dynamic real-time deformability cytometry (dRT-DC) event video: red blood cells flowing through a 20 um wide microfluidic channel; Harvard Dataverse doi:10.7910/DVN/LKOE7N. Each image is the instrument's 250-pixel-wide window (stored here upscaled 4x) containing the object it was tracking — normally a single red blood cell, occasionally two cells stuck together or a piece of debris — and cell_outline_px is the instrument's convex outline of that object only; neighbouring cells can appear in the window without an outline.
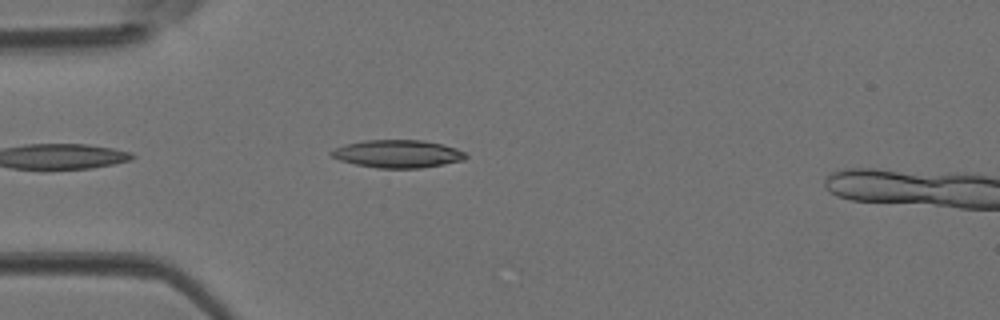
{"species": "Egyptian fruit bat (a non-hibernating species)", "species_latin": "Rousettus aegyptiacus", "temperature_condition": "room temperature", "stored_images_in_passage": 24, "camera_frame_rate_fps": 3000, "um_per_image_px": 0.085, "animal": {"sex": "female"}, "frame": {"image": 1, "passage_image": 4, "time_ms": 1.0, "image_size_px": [1000, 320], "cell_outline_px": [[468, 156], [464, 160], [444, 164], [420, 168], [376, 168], [356, 164], [340, 160], [332, 156], [328, 152], [344, 144], [364, 140], [424, 140], [456, 148], [464, 152]], "centroid_in_image_um": [33.8, 13.07], "position_along_channel_um": 51.2, "area_um2": 21.73}}
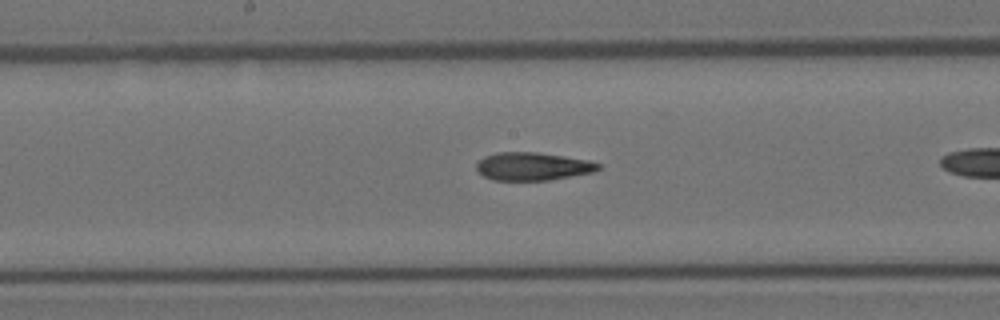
{"frame": {"image": 2, "passage_image": 12, "time_ms": 3.667, "image_size_px": [1000, 320], "cell_outline_px": [[600, 168], [592, 172], [548, 180], [492, 180], [476, 172], [476, 164], [484, 156], [496, 152], [536, 152], [588, 160], [600, 164]], "centroid_in_image_um": [45.22, 14.14], "position_along_channel_um": 203.0, "area_um2": 19.77}}
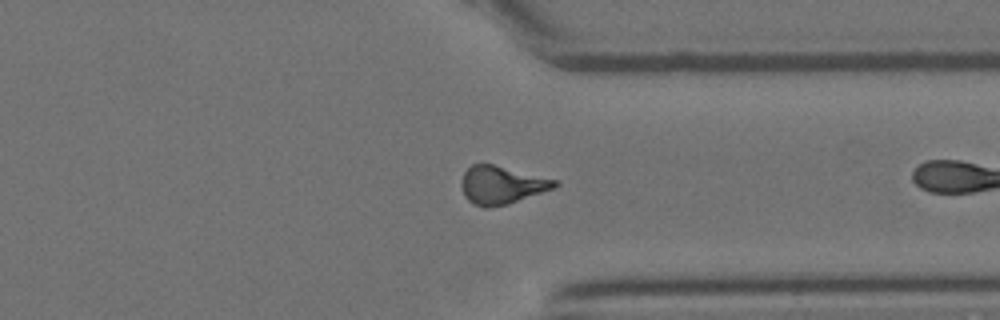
{"frame": {"image": 3, "passage_image": 23, "time_ms": 7.333, "image_size_px": [1000, 320], "cell_outline_px": [[560, 184], [556, 188], [508, 204], [488, 208], [484, 208], [472, 204], [464, 196], [460, 184], [464, 172], [472, 164], [492, 164], [556, 180]], "centroid_in_image_um": [42.62, 15.75], "position_along_channel_um": 368.8, "area_um2": 20.69}}